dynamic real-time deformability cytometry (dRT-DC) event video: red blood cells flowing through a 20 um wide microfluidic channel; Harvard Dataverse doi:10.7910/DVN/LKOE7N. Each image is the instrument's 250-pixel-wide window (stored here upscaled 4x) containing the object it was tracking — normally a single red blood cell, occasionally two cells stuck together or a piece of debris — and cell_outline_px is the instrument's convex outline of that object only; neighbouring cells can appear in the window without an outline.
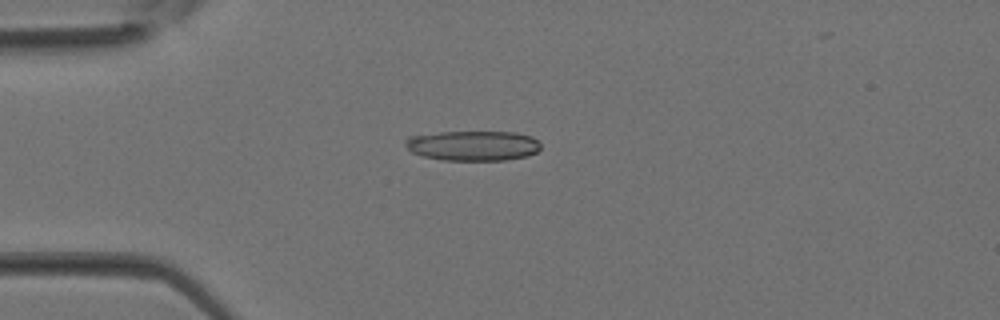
{"species": "Egyptian fruit bat (a non-hibernating species)", "species_latin": "Rousettus aegyptiacus", "temperature_condition": "room temperature", "stored_images_in_passage": 26, "camera_frame_rate_fps": 3000, "um_per_image_px": 0.085, "animal": {"sex": "female"}, "frame": {"image": 1, "passage_image": 1, "time_ms": 0.0, "image_size_px": [1000, 320], "cell_outline_px": [[540, 148], [536, 152], [528, 156], [504, 160], [444, 160], [424, 156], [412, 152], [404, 144], [404, 140], [408, 136], [440, 132], [516, 132], [532, 136], [540, 144]], "centroid_in_image_um": [40.2, 12.37], "position_along_channel_um": 44.8, "area_um2": 23.7}}
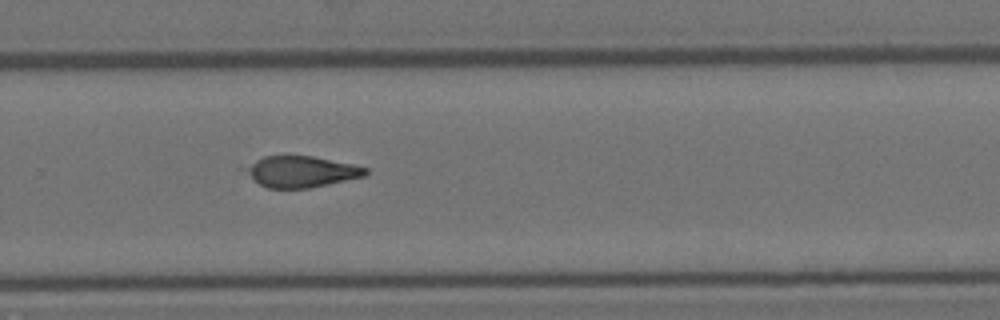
{"frame": {"image": 2, "passage_image": 16, "time_ms": 5.0, "image_size_px": [1000, 320], "cell_outline_px": [[368, 172], [364, 176], [328, 184], [308, 188], [268, 188], [260, 184], [236, 168], [264, 156], [312, 156], [352, 164], [368, 168]], "centroid_in_image_um": [25.48, 14.58], "position_along_channel_um": 304.3, "area_um2": 22.02}}
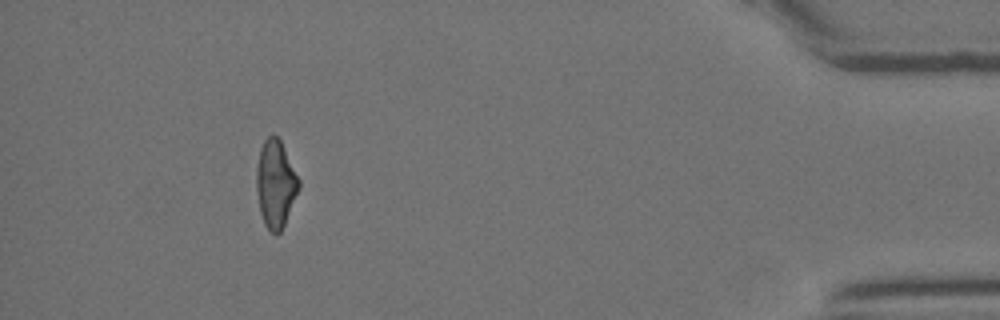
{"frame": {"image": 3, "passage_image": 25, "time_ms": 8.0, "image_size_px": [1000, 320], "cell_outline_px": [[300, 188], [284, 224], [280, 232], [276, 236], [264, 224], [260, 212], [256, 192], [256, 168], [260, 148], [264, 140], [272, 132], [280, 140], [300, 180]], "centroid_in_image_um": [23.41, 15.62], "position_along_channel_um": 411.8, "area_um2": 21.68}}